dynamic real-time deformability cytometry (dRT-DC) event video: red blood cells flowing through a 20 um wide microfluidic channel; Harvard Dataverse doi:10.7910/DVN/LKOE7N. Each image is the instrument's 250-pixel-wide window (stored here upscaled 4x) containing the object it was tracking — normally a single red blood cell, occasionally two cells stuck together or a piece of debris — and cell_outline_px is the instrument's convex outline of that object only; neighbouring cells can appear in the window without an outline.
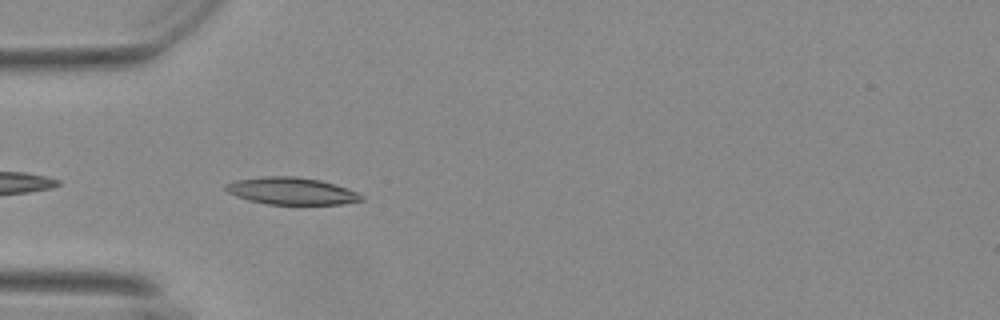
{"species": "Egyptian fruit bat (a non-hibernating species)", "species_latin": "Rousettus aegyptiacus", "temperature_condition": "warm", "stored_images_in_passage": 10, "camera_frame_rate_fps": 3000, "um_per_image_px": 0.085, "animal": {"sex": "female"}, "frame": {"image": 1, "passage_image": 2, "time_ms": 0.333, "image_size_px": [1000, 320], "cell_outline_px": [[364, 200], [344, 204], [268, 204], [248, 200], [236, 196], [228, 192], [224, 188], [224, 184], [236, 180], [264, 176], [292, 176], [320, 180], [356, 192]], "centroid_in_image_um": [24.71, 16.24], "position_along_channel_um": 60.3, "area_um2": 21.15}}